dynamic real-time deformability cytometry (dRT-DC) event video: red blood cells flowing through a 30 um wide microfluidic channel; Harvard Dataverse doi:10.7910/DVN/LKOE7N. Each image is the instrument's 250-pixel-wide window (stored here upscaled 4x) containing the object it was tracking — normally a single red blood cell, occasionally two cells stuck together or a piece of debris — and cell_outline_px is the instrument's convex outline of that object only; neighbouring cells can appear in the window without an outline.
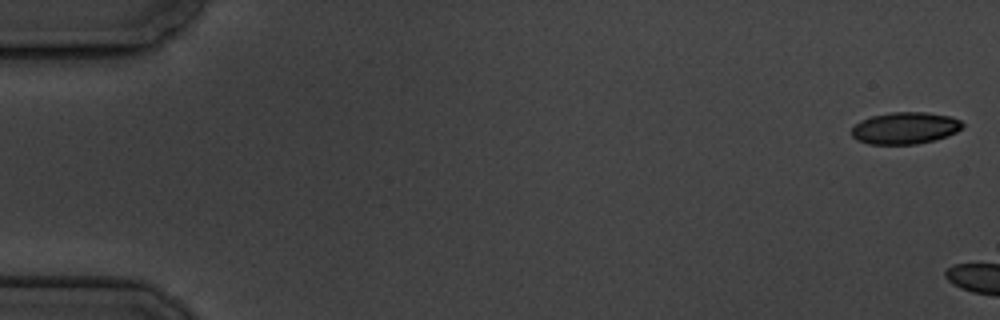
{"species": "common noctule bat (a hibernating species)", "species_latin": "Nyctalus noctula", "temperature_condition": "cold", "stored_images_in_passage": 3, "camera_frame_rate_fps": 3000, "um_per_image_px": 0.085, "animal": {"sex": "male", "body_mass_g": 19.5, "forearm_length_mm": 54.6}, "frame": {"image": 1, "passage_image": 1, "time_ms": 0.0, "image_size_px": [1000, 320], "cell_outline_px": [[964, 124], [956, 132], [948, 136], [936, 140], [916, 144], [868, 144], [856, 140], [852, 136], [852, 128], [860, 120], [872, 116], [892, 112], [928, 112], [948, 116], [960, 120]], "centroid_in_image_um": [76.92, 10.89], "position_along_channel_um": 8.1, "area_um2": 20.63}}